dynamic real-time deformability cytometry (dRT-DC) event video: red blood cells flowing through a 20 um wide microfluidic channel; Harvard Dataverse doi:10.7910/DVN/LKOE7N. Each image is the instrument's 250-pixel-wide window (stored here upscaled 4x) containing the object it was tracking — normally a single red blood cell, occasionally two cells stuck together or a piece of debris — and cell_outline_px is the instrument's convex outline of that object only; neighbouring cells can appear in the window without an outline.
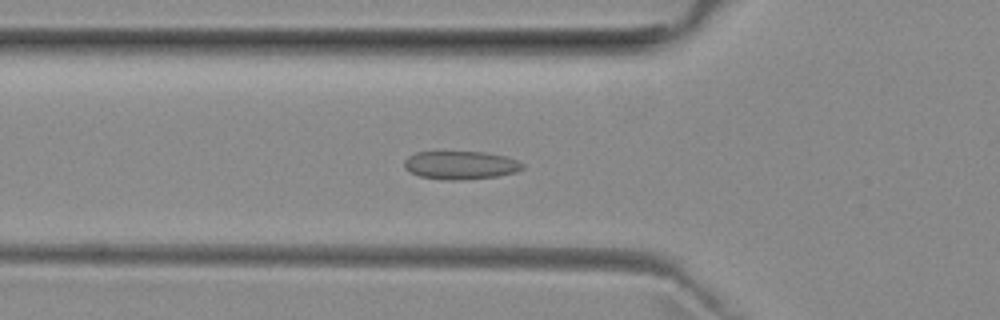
{"species": "common noctule bat (a hibernating species)", "species_latin": "Nyctalus noctula", "temperature_condition": "room temperature", "stored_images_in_passage": 51, "camera_frame_rate_fps": 3000, "um_per_image_px": 0.085, "animal": {"sex": "female", "body_mass_g": 29.2, "forearm_length_mm": 56.3}, "frame": {"image": 1, "passage_image": 17, "time_ms": 5.333, "image_size_px": [1000, 320], "cell_outline_px": [[524, 168], [516, 172], [496, 176], [460, 180], [448, 180], [420, 176], [404, 168], [404, 160], [408, 156], [416, 152], [484, 152], [504, 156], [516, 160], [524, 164]], "centroid_in_image_um": [39.14, 14.03], "position_along_channel_um": 86.7, "area_um2": 19.31}}
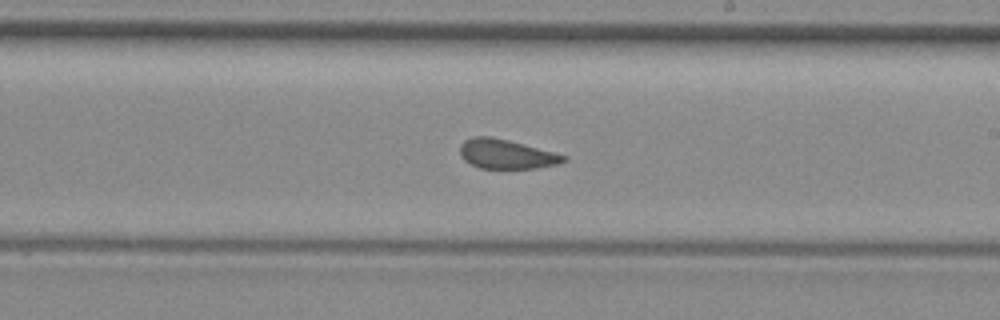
{"frame": {"image": 2, "passage_image": 29, "time_ms": 9.333, "image_size_px": [1000, 320], "cell_outline_px": [[568, 160], [556, 164], [536, 168], [480, 168], [464, 160], [460, 156], [460, 144], [464, 140], [476, 136], [488, 136], [508, 140], [568, 156]], "centroid_in_image_um": [43.02, 13.09], "position_along_channel_um": 246.0, "area_um2": 17.57}}
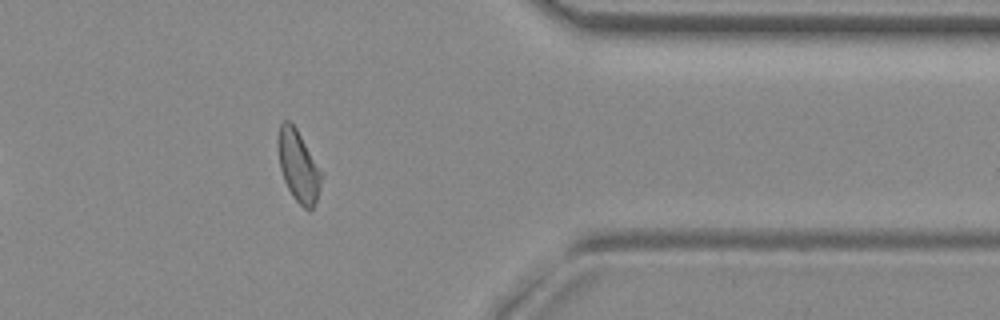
{"frame": {"image": 3, "passage_image": 41, "time_ms": 13.333, "image_size_px": [1000, 320], "cell_outline_px": [[324, 176], [316, 200], [312, 208], [304, 208], [292, 196], [284, 180], [280, 168], [276, 144], [276, 136], [280, 124], [284, 120], [288, 120], [296, 128], [324, 172]], "centroid_in_image_um": [25.36, 14.07], "position_along_channel_um": 386.0, "area_um2": 18.44}, "authors_computed_cell_mechanics": {"area_um2": 18.9006, "velocity_mm_per_s": 3.9697, "shape_relaxation_time_tau1_ms": null, "shape_relaxation_time_tau2_ms": 0.9957, "deformation_change_tau1": null, "deformation_change_tau2": 0.0789}}